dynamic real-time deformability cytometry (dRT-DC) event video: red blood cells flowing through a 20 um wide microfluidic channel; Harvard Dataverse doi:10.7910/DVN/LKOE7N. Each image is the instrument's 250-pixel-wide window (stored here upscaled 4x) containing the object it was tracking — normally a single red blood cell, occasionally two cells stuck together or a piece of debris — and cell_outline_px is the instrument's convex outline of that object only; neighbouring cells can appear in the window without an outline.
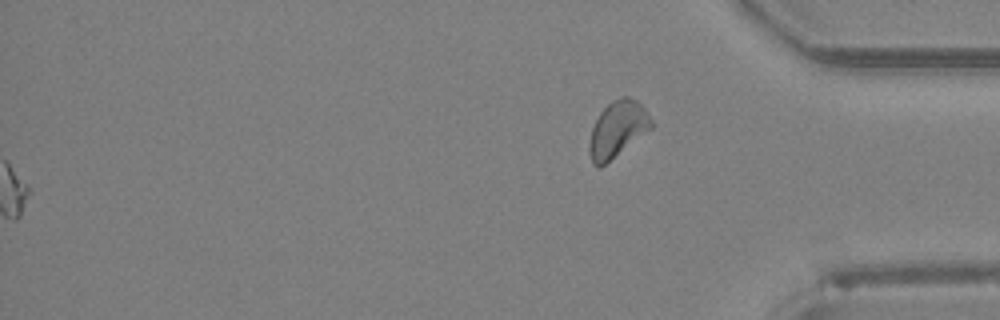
{"species": "Egyptian fruit bat (a non-hibernating species)", "species_latin": "Rousettus aegyptiacus", "temperature_condition": "room temperature", "stored_images_in_passage": 43, "segment_of_instrument_passage": [2, 2], "camera_frame_rate_fps": 3000, "um_per_image_px": 0.085, "animal": {"sex": "female"}, "frame": {"image": 1, "passage_image": 43, "time_ms": 14.0, "image_size_px": [1000, 320], "cell_outline_px": [[652, 128], [600, 168], [592, 164], [588, 148], [592, 128], [600, 112], [612, 100], [624, 96], [628, 96], [636, 100], [644, 108], [652, 120]], "centroid_in_image_um": [52.48, 10.99], "position_along_channel_um": 382.7, "area_um2": 20.06}}